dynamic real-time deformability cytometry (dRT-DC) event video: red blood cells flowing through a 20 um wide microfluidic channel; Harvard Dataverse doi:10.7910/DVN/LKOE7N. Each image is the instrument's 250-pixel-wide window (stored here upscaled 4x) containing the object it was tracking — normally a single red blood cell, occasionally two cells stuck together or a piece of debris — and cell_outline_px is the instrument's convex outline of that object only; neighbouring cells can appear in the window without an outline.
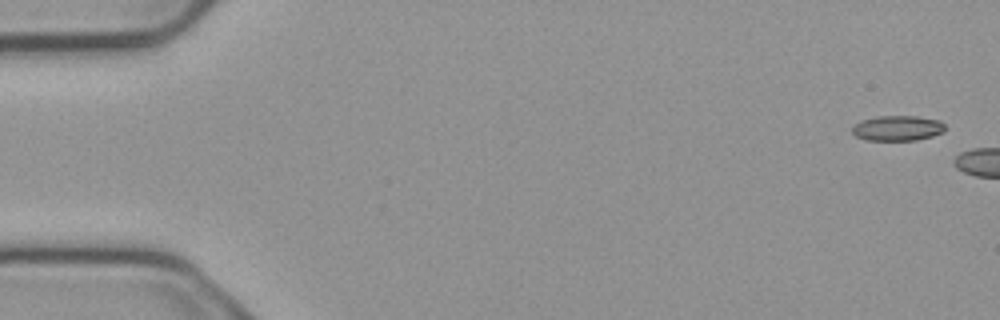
{"species": "common noctule bat (a hibernating species)", "species_latin": "Nyctalus noctula", "temperature_condition": "cold", "stored_images_in_passage": 4, "camera_frame_rate_fps": 3000, "um_per_image_px": 0.085, "animal": {"sex": "male", "body_mass_g": 23.1, "forearm_length_mm": 52.7}, "frame": {"image": 1, "passage_image": 1, "time_ms": 0.0, "image_size_px": [1000, 320], "cell_outline_px": [[944, 132], [932, 136], [916, 140], [868, 140], [856, 136], [852, 132], [852, 128], [860, 120], [876, 116], [916, 116], [940, 120], [944, 124]], "centroid_in_image_um": [76.29, 10.88], "position_along_channel_um": 8.7, "area_um2": 13.64}}